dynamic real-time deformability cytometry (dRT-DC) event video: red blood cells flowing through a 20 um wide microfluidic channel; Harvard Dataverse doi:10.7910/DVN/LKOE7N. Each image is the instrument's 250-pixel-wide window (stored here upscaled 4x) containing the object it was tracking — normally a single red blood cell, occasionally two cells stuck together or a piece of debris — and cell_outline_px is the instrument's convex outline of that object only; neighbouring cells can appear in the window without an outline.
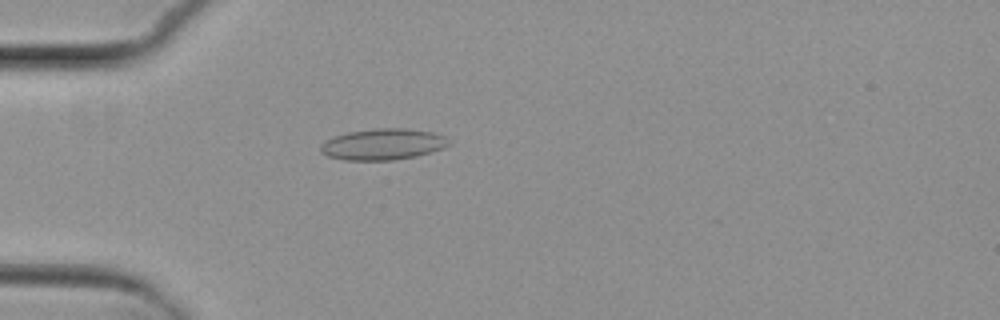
{"species": "common noctule bat (a hibernating species)", "species_latin": "Nyctalus noctula", "temperature_condition": "cold", "stored_images_in_passage": 6, "camera_frame_rate_fps": 3000, "um_per_image_px": 0.085, "animal": {"sex": "female", "body_mass_g": 29.2, "forearm_length_mm": 56.3}, "frame": {"image": 1, "passage_image": 5, "time_ms": 4.667, "image_size_px": [1000, 320], "cell_outline_px": [[452, 144], [444, 148], [432, 152], [416, 156], [392, 160], [344, 160], [328, 156], [320, 152], [320, 144], [324, 140], [332, 136], [348, 132], [376, 128], [404, 128], [436, 132], [444, 136]], "centroid_in_image_um": [32.55, 12.26], "position_along_channel_um": 52.5, "area_um2": 23.64}}